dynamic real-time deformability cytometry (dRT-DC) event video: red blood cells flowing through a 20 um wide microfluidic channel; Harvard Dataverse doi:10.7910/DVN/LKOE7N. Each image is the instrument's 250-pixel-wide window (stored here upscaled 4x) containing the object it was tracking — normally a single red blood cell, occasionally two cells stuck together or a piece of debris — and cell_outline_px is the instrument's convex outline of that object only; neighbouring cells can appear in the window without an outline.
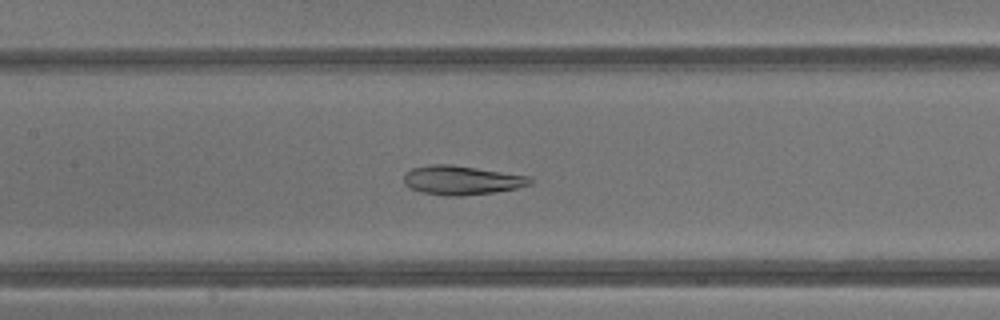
{"species": "common noctule bat (a hibernating species)", "species_latin": "Nyctalus noctula", "temperature_condition": "warm", "stored_images_in_passage": 37, "camera_frame_rate_fps": 3000, "um_per_image_px": 0.085, "animal": {"sex": "male", "body_mass_g": 13.3}, "frame": {"image": 1, "passage_image": 15, "time_ms": 4.667, "image_size_px": [1000, 320], "cell_outline_px": [[536, 180], [532, 184], [516, 188], [492, 192], [464, 196], [444, 196], [420, 192], [408, 188], [404, 184], [404, 172], [412, 168], [432, 164], [452, 164], [532, 176]], "centroid_in_image_um": [39.25, 15.31], "position_along_channel_um": 168.2, "area_um2": 21.85}}
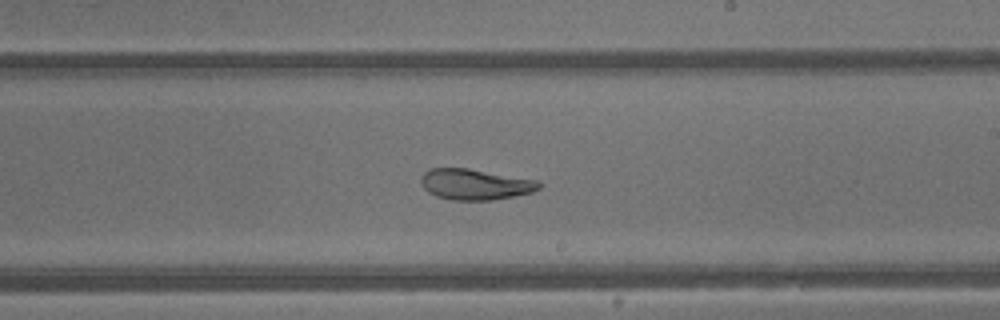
{"frame": {"image": 2, "passage_image": 20, "time_ms": 6.333, "image_size_px": [1000, 320], "cell_outline_px": [[544, 184], [540, 188], [532, 192], [492, 200], [452, 200], [436, 196], [428, 192], [420, 184], [420, 176], [428, 168], [468, 168], [536, 180]], "centroid_in_image_um": [40.35, 15.66], "position_along_channel_um": 248.7, "area_um2": 21.27}}
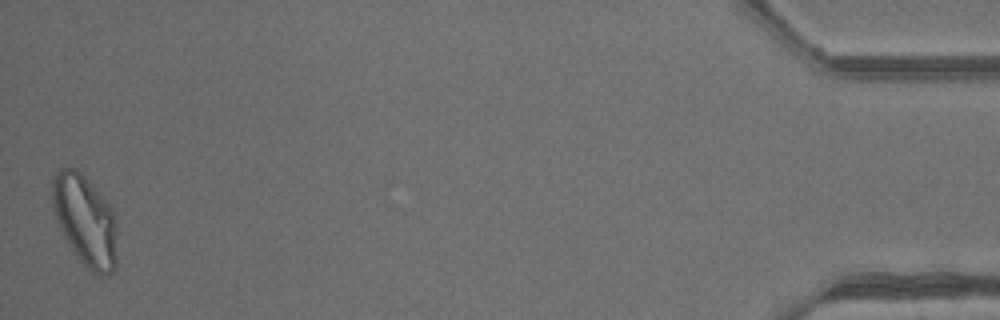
{"frame": {"image": 3, "passage_image": 37, "time_ms": 12.0, "image_size_px": [1000, 320], "cell_outline_px": [[116, 268], [108, 276], [100, 276], [84, 268], [68, 244], [60, 228], [52, 204], [52, 176], [60, 168], [76, 168], [112, 204], [116, 212]], "centroid_in_image_um": [7.27, 18.76], "position_along_channel_um": 427.9, "area_um2": 35.08}, "authors_computed_cell_mechanics": {"area_um2": 25.6632, "velocity_mm_per_s": 4.8531, "shape_relaxation_time_tau1_ms": null, "shape_relaxation_time_tau2_ms": 2.732, "deformation_change_tau1": null, "deformation_change_tau2": 0.0732}}